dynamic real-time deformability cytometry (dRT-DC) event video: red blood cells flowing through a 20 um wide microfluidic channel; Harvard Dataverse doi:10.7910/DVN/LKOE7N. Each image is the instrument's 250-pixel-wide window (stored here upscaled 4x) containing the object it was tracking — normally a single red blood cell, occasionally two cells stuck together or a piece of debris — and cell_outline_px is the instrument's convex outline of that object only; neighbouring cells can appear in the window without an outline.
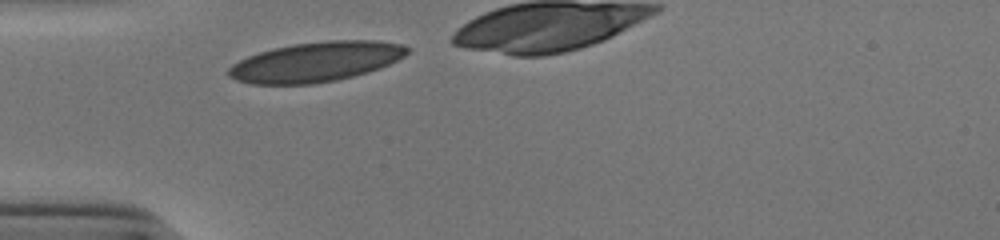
{"species": "human", "species_latin": "Homo sapiens", "temperature_condition": "cold", "stored_images_in_passage": 12, "camera_frame_rate_fps": 3000, "um_per_image_px": 0.085, "donor": {"sex": "male"}, "frame": {"image": 1, "passage_image": 1, "time_ms": 0.0, "image_size_px": [1000, 240], "cell_outline_px": [[412, 48], [404, 56], [380, 68], [368, 72], [336, 80], [312, 84], [252, 84], [236, 80], [228, 76], [228, 68], [232, 64], [248, 56], [260, 52], [292, 44], [328, 40], [380, 40], [400, 44]], "centroid_in_image_um": [26.86, 5.25], "position_along_channel_um": 58.1, "area_um2": 41.38}}
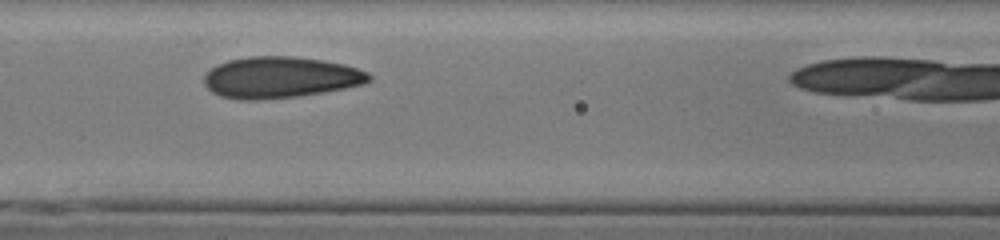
{"frame": {"image": 2, "passage_image": 8, "time_ms": 2.333, "image_size_px": [1000, 240], "cell_outline_px": [[372, 80], [364, 84], [324, 92], [296, 96], [256, 100], [240, 100], [220, 96], [212, 92], [204, 84], [204, 76], [216, 64], [228, 60], [248, 56], [292, 56], [324, 60], [344, 64], [368, 72], [372, 76]], "centroid_in_image_um": [23.83, 6.57], "position_along_channel_um": 142.8, "area_um2": 39.82}}
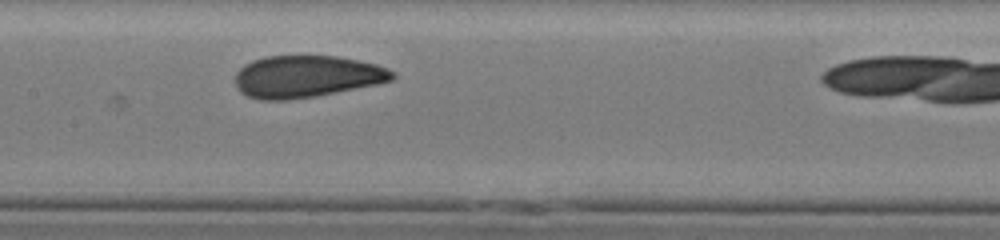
{"frame": {"image": 3, "passage_image": 11, "time_ms": 3.333, "image_size_px": [1000, 240], "cell_outline_px": [[396, 76], [392, 80], [376, 84], [316, 96], [288, 100], [260, 100], [248, 96], [240, 92], [236, 88], [236, 72], [244, 64], [252, 60], [268, 56], [336, 56], [376, 64], [388, 68], [396, 72]], "centroid_in_image_um": [26.05, 6.5], "position_along_channel_um": 181.4, "area_um2": 38.49}}